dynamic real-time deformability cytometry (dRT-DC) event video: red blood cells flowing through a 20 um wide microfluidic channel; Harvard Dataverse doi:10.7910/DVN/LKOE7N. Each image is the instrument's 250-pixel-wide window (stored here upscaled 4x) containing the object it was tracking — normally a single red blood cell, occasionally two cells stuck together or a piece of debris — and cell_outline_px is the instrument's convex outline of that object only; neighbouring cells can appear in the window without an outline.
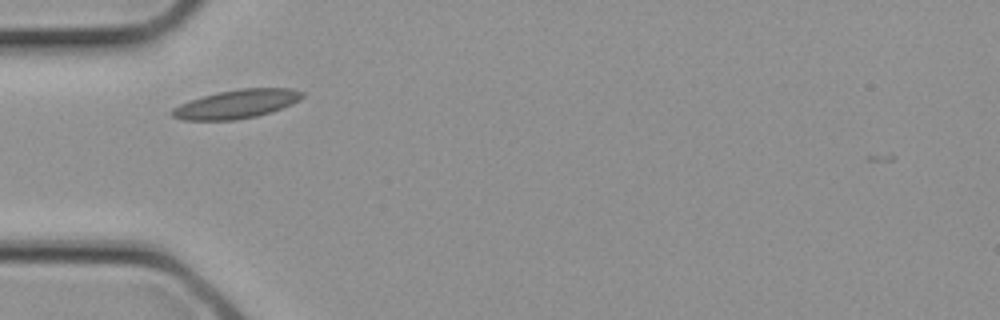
{"species": "common noctule bat (a hibernating species)", "species_latin": "Nyctalus noctula", "temperature_condition": "cold", "stored_images_in_passage": 1, "camera_frame_rate_fps": 3000, "um_per_image_px": 0.085, "animal": {"sex": "female", "body_mass_g": 21.9}, "frame": {"image": 1, "passage_image": 1, "time_ms": 0.0, "image_size_px": [1000, 320], "cell_outline_px": [[304, 96], [300, 100], [292, 104], [272, 112], [256, 116], [236, 120], [184, 120], [172, 116], [168, 112], [172, 108], [180, 104], [204, 96], [220, 92], [240, 88], [292, 88], [304, 92]], "centroid_in_image_um": [20.14, 8.84], "position_along_channel_um": 64.9, "area_um2": 21.79}}